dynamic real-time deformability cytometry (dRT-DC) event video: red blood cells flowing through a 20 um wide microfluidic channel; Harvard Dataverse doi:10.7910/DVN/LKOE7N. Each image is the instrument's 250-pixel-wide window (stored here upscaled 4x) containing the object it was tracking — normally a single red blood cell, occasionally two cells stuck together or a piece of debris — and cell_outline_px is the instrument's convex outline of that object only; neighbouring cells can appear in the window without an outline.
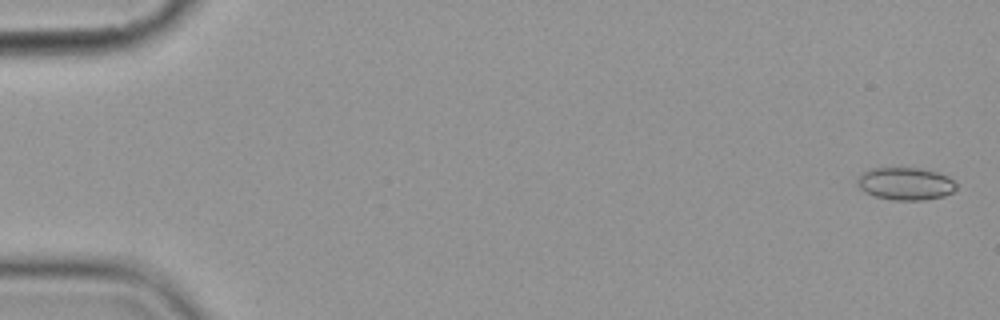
{"species": "common noctule bat (a hibernating species)", "species_latin": "Nyctalus noctula", "temperature_condition": "cold", "stored_images_in_passage": 6, "camera_frame_rate_fps": 3000, "um_per_image_px": 0.085, "animal": {"sex": "female", "body_mass_g": 19.9}, "frame": {"image": 1, "passage_image": 1, "time_ms": 0.0, "image_size_px": [1000, 320], "cell_outline_px": [[956, 188], [952, 192], [944, 196], [924, 200], [892, 200], [876, 196], [864, 192], [860, 188], [856, 180], [864, 172], [872, 168], [920, 168], [936, 172], [948, 176], [956, 184]], "centroid_in_image_um": [76.97, 15.62], "position_along_channel_um": 8.0, "area_um2": 18.67}}